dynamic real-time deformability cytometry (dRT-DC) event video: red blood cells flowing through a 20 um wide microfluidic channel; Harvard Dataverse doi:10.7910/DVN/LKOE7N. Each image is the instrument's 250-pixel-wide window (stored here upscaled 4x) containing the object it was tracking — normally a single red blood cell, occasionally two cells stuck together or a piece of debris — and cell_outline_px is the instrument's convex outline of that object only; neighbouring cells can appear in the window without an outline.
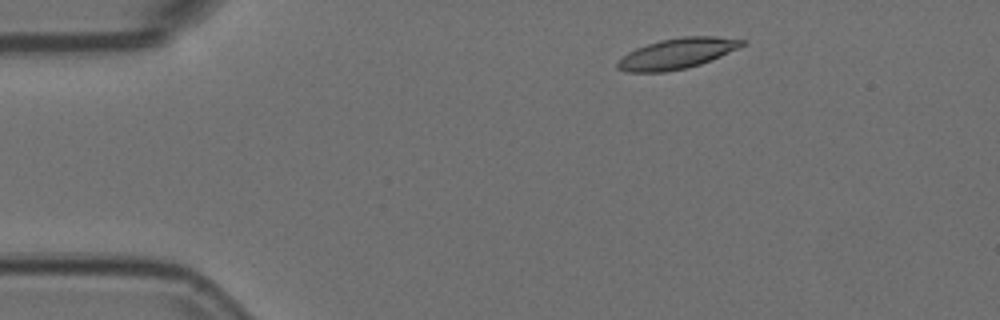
{"species": "Egyptian fruit bat (a non-hibernating species)", "species_latin": "Rousettus aegyptiacus", "temperature_condition": "room temperature", "stored_images_in_passage": 3, "camera_frame_rate_fps": 3000, "um_per_image_px": 0.085, "animal": {"sex": "female"}, "frame": {"image": 1, "passage_image": 1, "time_ms": 0.0, "image_size_px": [1000, 320], "cell_outline_px": [[748, 40], [740, 48], [700, 64], [684, 68], [664, 72], [628, 72], [616, 68], [616, 64], [628, 52], [636, 48], [660, 40], [684, 36], [716, 36]], "centroid_in_image_um": [57.58, 4.54], "position_along_channel_um": 27.4, "area_um2": 22.02}}